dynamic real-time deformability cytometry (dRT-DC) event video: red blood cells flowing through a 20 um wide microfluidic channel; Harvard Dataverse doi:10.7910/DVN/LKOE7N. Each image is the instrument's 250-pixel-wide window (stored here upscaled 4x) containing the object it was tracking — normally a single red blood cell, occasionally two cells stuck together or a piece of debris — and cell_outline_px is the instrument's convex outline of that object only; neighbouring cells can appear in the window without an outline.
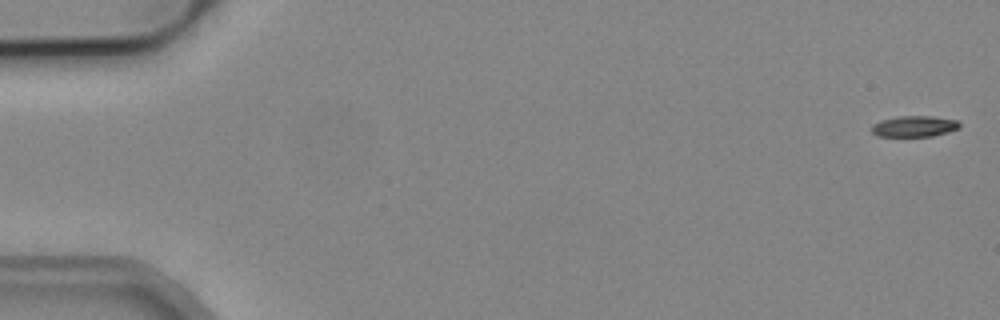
{"species": "common noctule bat (a hibernating species)", "species_latin": "Nyctalus noctula", "temperature_condition": "cold", "stored_images_in_passage": 4, "camera_frame_rate_fps": 3000, "um_per_image_px": 0.085, "animal": {"sex": "male", "body_mass_g": 19.2, "forearm_length_mm": 51.8}, "frame": {"image": 1, "passage_image": 1, "time_ms": 0.0, "image_size_px": [1000, 320], "cell_outline_px": [[960, 128], [948, 132], [932, 136], [876, 136], [872, 132], [872, 124], [880, 120], [896, 116], [932, 116], [956, 120], [960, 124]], "centroid_in_image_um": [77.69, 10.73], "position_along_channel_um": 7.3, "area_um2": 10.81}}
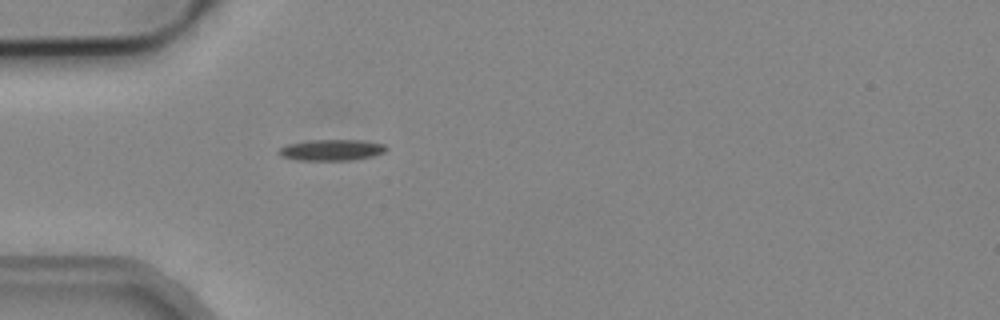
{"frame": {"image": 2, "passage_image": 4, "time_ms": 1.0, "image_size_px": [1000, 320], "cell_outline_px": [[388, 148], [384, 152], [372, 156], [348, 160], [304, 160], [284, 156], [276, 152], [280, 148], [288, 144], [312, 140], [360, 140], [384, 144]], "centroid_in_image_um": [28.22, 12.74], "position_along_channel_um": 56.8, "area_um2": 12.89}}